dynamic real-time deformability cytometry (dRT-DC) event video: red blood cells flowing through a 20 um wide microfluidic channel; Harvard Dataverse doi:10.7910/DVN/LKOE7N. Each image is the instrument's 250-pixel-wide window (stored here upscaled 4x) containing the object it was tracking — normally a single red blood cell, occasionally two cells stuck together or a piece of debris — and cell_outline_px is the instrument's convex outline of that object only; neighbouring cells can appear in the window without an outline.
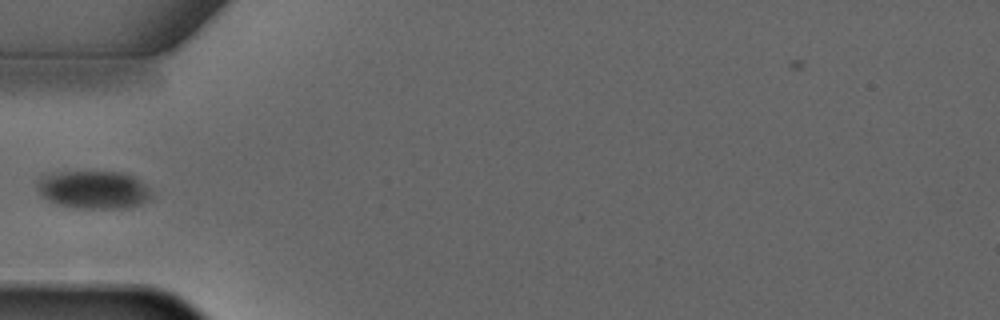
{"species": "common noctule bat (a hibernating species)", "species_latin": "Nyctalus noctula", "temperature_condition": "warm", "stored_images_in_passage": 5, "camera_frame_rate_fps": 3000, "um_per_image_px": 0.085, "animal": {"sex": "male", "forearm_length_mm": 52.5}, "frame": {"image": 1, "passage_image": 5, "time_ms": 5.667, "image_size_px": [1000, 320], "cell_outline_px": [[148, 196], [140, 204], [124, 208], [80, 208], [60, 204], [48, 200], [36, 188], [36, 180], [40, 176], [56, 172], [120, 172], [132, 176], [144, 184], [148, 188]], "centroid_in_image_um": [7.87, 16.11], "position_along_channel_um": 77.1, "area_um2": 24.74}}